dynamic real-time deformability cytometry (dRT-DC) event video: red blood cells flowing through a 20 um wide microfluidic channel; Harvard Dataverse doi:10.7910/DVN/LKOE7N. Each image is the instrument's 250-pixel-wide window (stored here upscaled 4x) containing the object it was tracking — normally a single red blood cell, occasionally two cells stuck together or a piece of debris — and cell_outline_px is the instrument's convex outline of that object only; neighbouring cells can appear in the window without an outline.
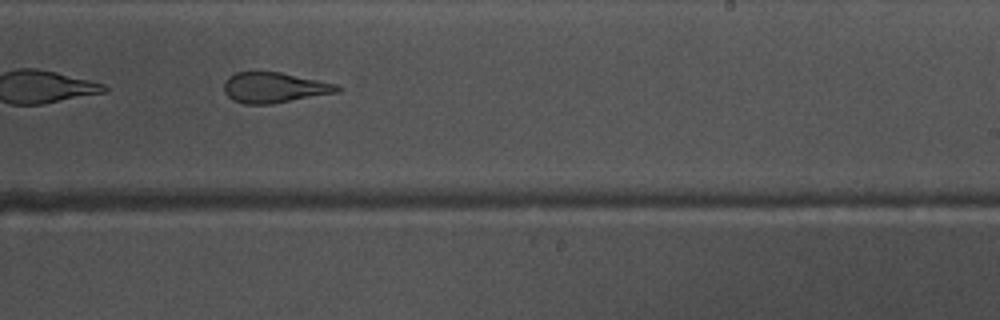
{"species": "common noctule bat (a hibernating species)", "species_latin": "Nyctalus noctula", "temperature_condition": "warm", "stored_images_in_passage": 36, "camera_frame_rate_fps": 3000, "um_per_image_px": 0.085, "animal": {"sex": "male", "body_mass_g": 17.5, "forearm_length_mm": 52.3}, "frame": {"image": 1, "passage_image": 16, "time_ms": 5.0, "image_size_px": [1000, 320], "cell_outline_px": [[344, 88], [336, 92], [272, 104], [244, 104], [232, 100], [224, 92], [224, 80], [228, 76], [236, 72], [280, 72], [336, 84]], "centroid_in_image_um": [23.26, 7.45], "position_along_channel_um": 265.7, "area_um2": 20.0}}
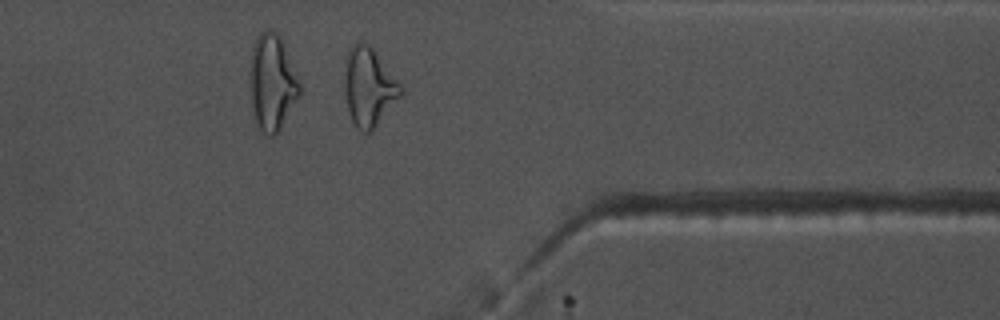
{"frame": {"image": 2, "passage_image": 26, "time_ms": 8.333, "image_size_px": [1000, 320], "cell_outline_px": [[404, 92], [372, 132], [360, 132], [356, 128], [348, 112], [344, 88], [344, 80], [348, 48], [352, 44], [360, 40], [368, 44], [372, 48], [404, 88]], "centroid_in_image_um": [31.35, 7.41], "position_along_channel_um": 380.1, "area_um2": 25.84}}